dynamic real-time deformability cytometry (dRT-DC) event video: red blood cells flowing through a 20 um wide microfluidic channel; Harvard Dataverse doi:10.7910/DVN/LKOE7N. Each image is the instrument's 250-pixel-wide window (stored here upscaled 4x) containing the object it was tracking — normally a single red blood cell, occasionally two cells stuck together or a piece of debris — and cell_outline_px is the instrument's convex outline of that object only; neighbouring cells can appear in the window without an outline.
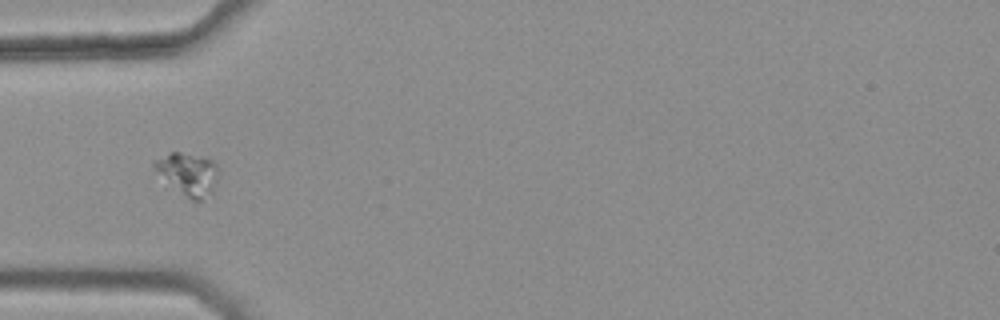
{"species": "common noctule bat (a hibernating species)", "species_latin": "Nyctalus noctula", "temperature_condition": "warm", "stored_images_in_passage": 36, "segment_of_instrument_passage": [2, 2], "camera_frame_rate_fps": 3000, "um_per_image_px": 0.085, "animal": {"sex": "female", "body_mass_g": 25.1}, "frame": {"image": 1, "passage_image": 6, "time_ms": 1.667, "image_size_px": [1000, 320], "cell_outline_px": [[216, 184], [212, 192], [200, 200], [192, 200], [152, 168], [152, 164], [156, 160], [172, 152], [180, 152], [212, 160], [216, 164]], "centroid_in_image_um": [15.99, 14.76], "position_along_channel_um": 69.0, "area_um2": 14.91}}
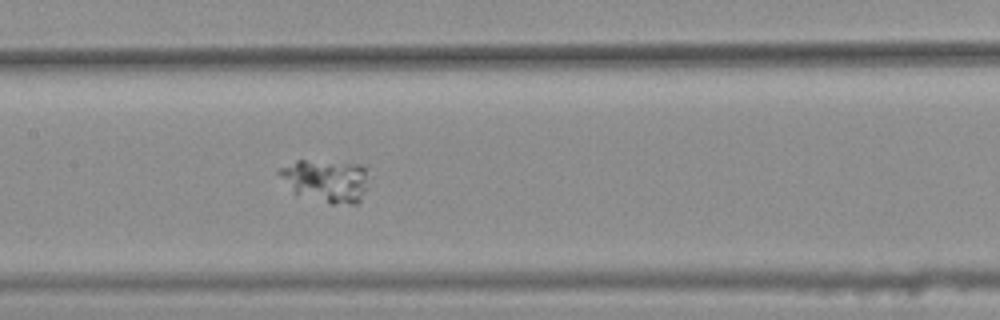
{"frame": {"image": 2, "passage_image": 15, "time_ms": 4.667, "image_size_px": [1000, 320], "cell_outline_px": [[364, 188], [360, 204], [332, 204], [296, 192], [276, 172], [280, 168], [296, 160], [304, 160], [360, 164], [364, 168]], "centroid_in_image_um": [27.7, 15.35], "position_along_channel_um": 179.7, "area_um2": 21.27}}
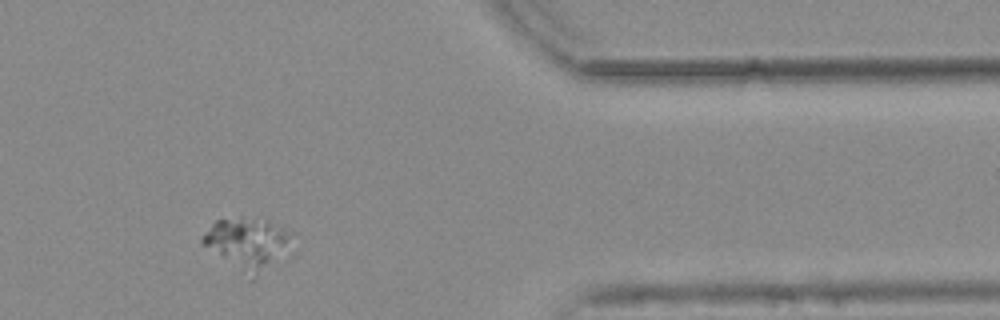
{"frame": {"image": 3, "passage_image": 34, "time_ms": 11.0, "image_size_px": [1000, 320], "cell_outline_px": [[288, 236], [268, 260], [256, 272], [200, 244], [200, 240], [204, 232], [216, 220], [240, 216], [268, 220], [288, 232]], "centroid_in_image_um": [20.79, 20.4], "position_along_channel_um": 390.6, "area_um2": 22.31}}